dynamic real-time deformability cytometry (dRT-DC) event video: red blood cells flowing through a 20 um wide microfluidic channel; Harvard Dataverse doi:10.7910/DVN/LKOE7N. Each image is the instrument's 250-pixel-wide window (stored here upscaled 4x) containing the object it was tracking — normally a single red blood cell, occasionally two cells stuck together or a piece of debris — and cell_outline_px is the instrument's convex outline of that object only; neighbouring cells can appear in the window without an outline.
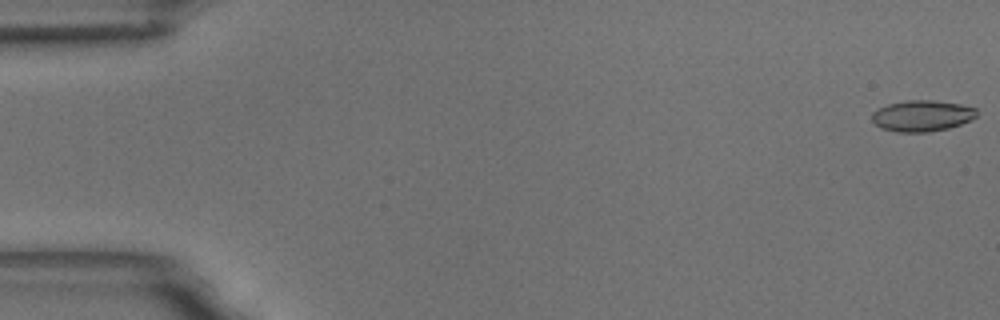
{"species": "common noctule bat (a hibernating species)", "species_latin": "Nyctalus noctula", "temperature_condition": "room temperature", "stored_images_in_passage": 59, "camera_frame_rate_fps": 3000, "um_per_image_px": 0.085, "animal": {"sex": "male", "body_mass_g": 18.8}, "frame": {"image": 1, "passage_image": 1, "time_ms": 0.0, "image_size_px": [1000, 320], "cell_outline_px": [[976, 116], [960, 124], [948, 128], [928, 132], [896, 132], [884, 128], [876, 124], [872, 120], [872, 112], [888, 104], [908, 100], [932, 100], [960, 104], [976, 108]], "centroid_in_image_um": [78.36, 9.84], "position_along_channel_um": 6.6, "area_um2": 18.73}}
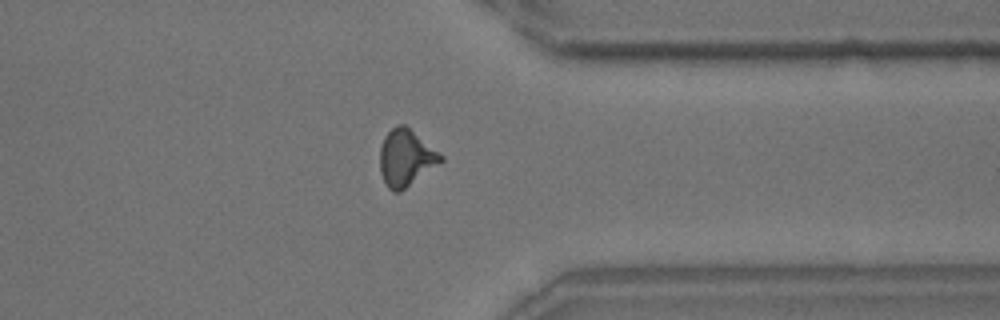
{"frame": {"image": 2, "passage_image": 46, "time_ms": 15.0, "image_size_px": [1000, 320], "cell_outline_px": [[444, 160], [400, 192], [392, 192], [388, 188], [380, 172], [380, 148], [384, 136], [396, 124], [404, 124], [444, 156]], "centroid_in_image_um": [34.49, 13.42], "position_along_channel_um": 376.9, "area_um2": 19.94}}
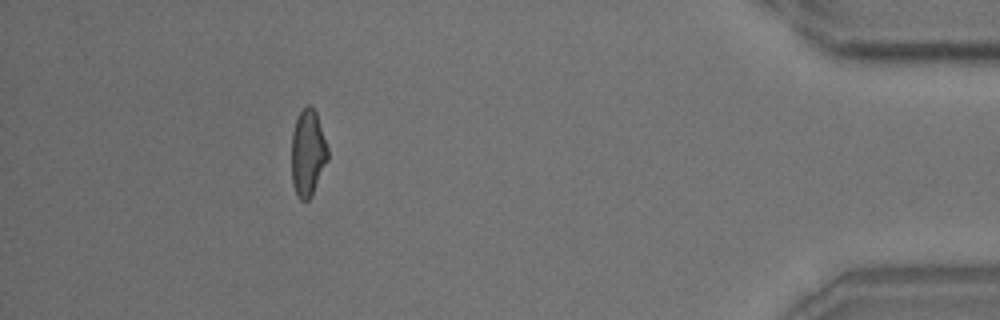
{"frame": {"image": 3, "passage_image": 53, "time_ms": 17.333, "image_size_px": [1000, 320], "cell_outline_px": [[328, 160], [312, 196], [308, 200], [300, 200], [296, 196], [292, 184], [292, 132], [296, 120], [300, 112], [308, 104], [312, 104], [316, 112], [328, 148]], "centroid_in_image_um": [26.17, 13.02], "position_along_channel_um": 409.0, "area_um2": 18.44}, "authors_computed_cell_mechanics": {"area_um2": 19.1896, "velocity_mm_per_s": 3.4756, "shape_relaxation_time_tau1_ms": 7.3732, "shape_relaxation_time_tau2_ms": 1.7304, "deformation_change_tau1": 0.1804, "deformation_change_tau2": 0.0774}}